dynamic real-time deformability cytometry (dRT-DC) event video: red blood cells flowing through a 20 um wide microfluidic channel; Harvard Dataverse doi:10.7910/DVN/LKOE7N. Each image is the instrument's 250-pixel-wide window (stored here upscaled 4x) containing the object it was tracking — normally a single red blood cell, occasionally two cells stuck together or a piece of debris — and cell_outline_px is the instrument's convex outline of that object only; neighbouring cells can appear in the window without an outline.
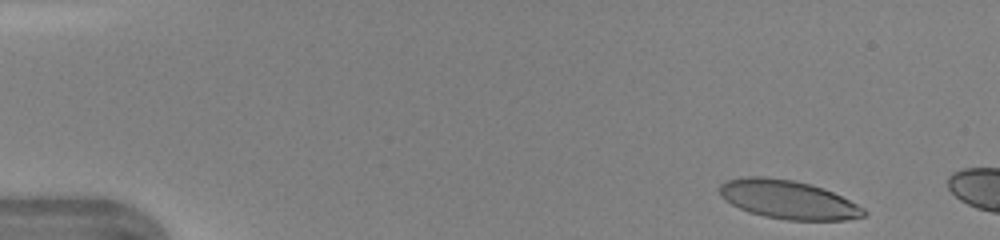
{"species": "human", "species_latin": "Homo sapiens", "temperature_condition": "warm", "stored_images_in_passage": 10, "camera_frame_rate_fps": 3000, "um_per_image_px": 0.085, "donor": {"sex": "female"}, "frame": {"image": 1, "passage_image": 2, "time_ms": 0.333, "image_size_px": [1000, 240], "cell_outline_px": [[868, 212], [864, 216], [844, 220], [784, 220], [764, 216], [748, 212], [724, 200], [720, 196], [720, 184], [724, 180], [740, 176], [764, 176], [792, 180], [812, 184], [824, 188], [864, 208]], "centroid_in_image_um": [66.94, 16.95], "position_along_channel_um": 18.1, "area_um2": 32.66}}